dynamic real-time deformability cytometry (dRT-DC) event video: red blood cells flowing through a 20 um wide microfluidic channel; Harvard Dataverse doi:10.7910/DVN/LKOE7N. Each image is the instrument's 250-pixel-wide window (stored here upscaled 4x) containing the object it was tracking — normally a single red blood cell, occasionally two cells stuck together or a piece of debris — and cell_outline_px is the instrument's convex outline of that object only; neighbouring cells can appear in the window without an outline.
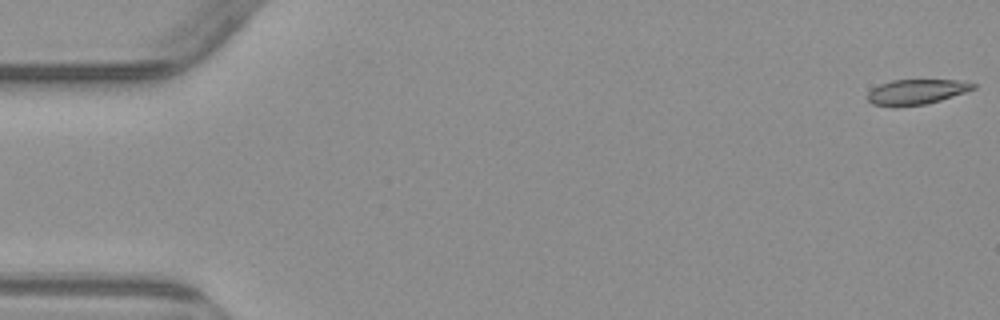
{"species": "common noctule bat (a hibernating species)", "species_latin": "Nyctalus noctula", "temperature_condition": "warm", "stored_images_in_passage": 5, "camera_frame_rate_fps": 3000, "um_per_image_px": 0.085, "animal": {"sex": "male", "body_mass_g": 23.1, "forearm_length_mm": 52.7}, "frame": {"image": 1, "passage_image": 1, "time_ms": 0.0, "image_size_px": [1000, 320], "cell_outline_px": [[976, 88], [928, 104], [896, 108], [892, 108], [872, 104], [868, 100], [868, 92], [872, 88], [880, 84], [892, 80], [956, 80], [976, 84]], "centroid_in_image_um": [77.83, 7.83], "position_along_channel_um": 7.2, "area_um2": 15.66}}
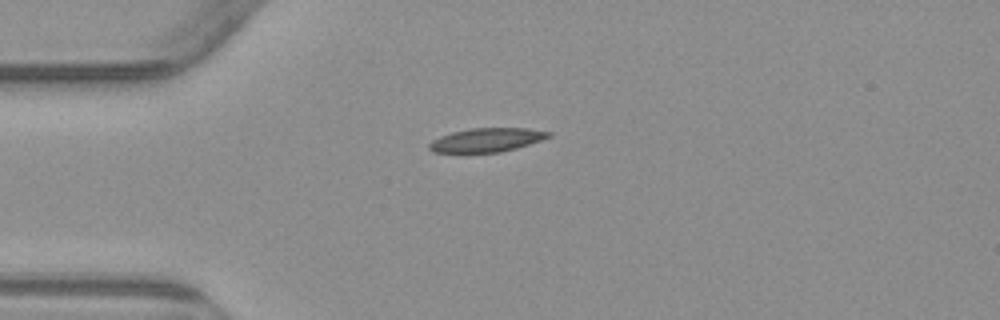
{"frame": {"image": 2, "passage_image": 4, "time_ms": 4.333, "image_size_px": [1000, 320], "cell_outline_px": [[552, 136], [516, 148], [500, 152], [432, 152], [428, 148], [428, 144], [432, 140], [440, 136], [452, 132], [472, 128], [528, 128], [552, 132]], "centroid_in_image_um": [41.36, 11.89], "position_along_channel_um": 43.6, "area_um2": 16.47}}
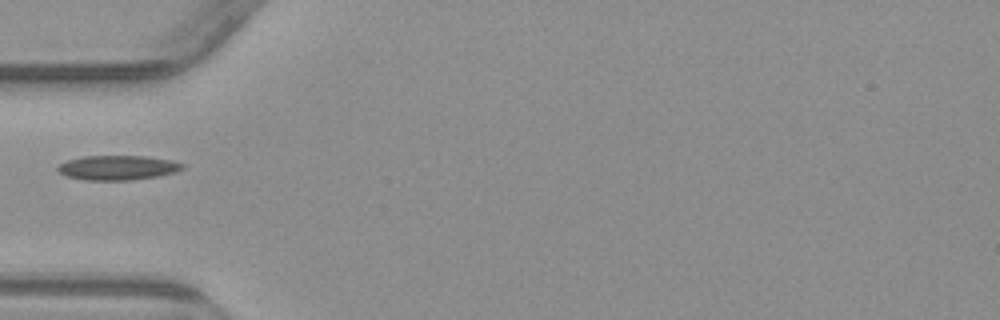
{"frame": {"image": 3, "passage_image": 5, "time_ms": 5.667, "image_size_px": [1000, 320], "cell_outline_px": [[184, 168], [176, 172], [156, 176], [128, 180], [84, 180], [68, 176], [60, 172], [56, 168], [60, 164], [68, 160], [84, 156], [144, 156], [172, 160], [184, 164]], "centroid_in_image_um": [10.02, 14.25], "position_along_channel_um": 75.0, "area_um2": 17.69}}